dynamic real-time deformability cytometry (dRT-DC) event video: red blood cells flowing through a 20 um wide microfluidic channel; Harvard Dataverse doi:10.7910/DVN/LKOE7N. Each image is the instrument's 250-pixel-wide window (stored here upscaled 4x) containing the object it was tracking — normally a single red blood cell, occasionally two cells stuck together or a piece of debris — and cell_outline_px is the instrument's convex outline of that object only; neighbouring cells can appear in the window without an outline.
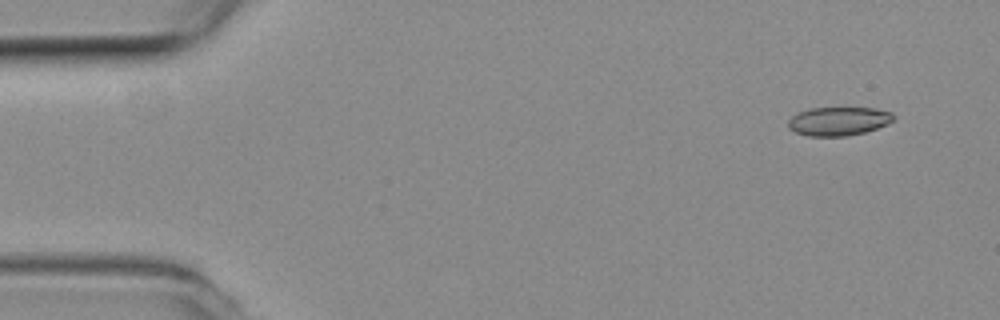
{"species": "common noctule bat (a hibernating species)", "species_latin": "Nyctalus noctula", "temperature_condition": "room temperature", "stored_images_in_passage": 31, "camera_frame_rate_fps": 3000, "um_per_image_px": 0.085, "animal": {"sex": "female", "body_mass_g": 19.3, "forearm_length_mm": 54.1}, "frame": {"image": 1, "passage_image": 1, "time_ms": 0.0, "image_size_px": [1000, 320], "cell_outline_px": [[896, 116], [892, 120], [876, 128], [864, 132], [848, 136], [808, 136], [796, 132], [788, 128], [788, 120], [792, 116], [800, 112], [812, 108], [876, 108], [892, 112]], "centroid_in_image_um": [71.27, 10.3], "position_along_channel_um": 13.7, "area_um2": 17.46}}
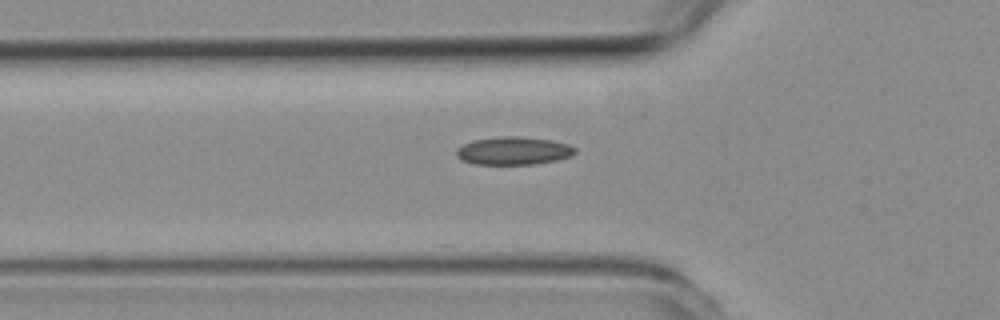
{"frame": {"image": 2, "passage_image": 15, "time_ms": 4.667, "image_size_px": [1000, 320], "cell_outline_px": [[576, 152], [572, 156], [556, 160], [536, 164], [472, 164], [460, 160], [456, 156], [456, 148], [472, 140], [504, 136], [516, 136], [552, 140], [568, 144], [576, 148]], "centroid_in_image_um": [43.63, 12.82], "position_along_channel_um": 82.2, "area_um2": 19.48}}
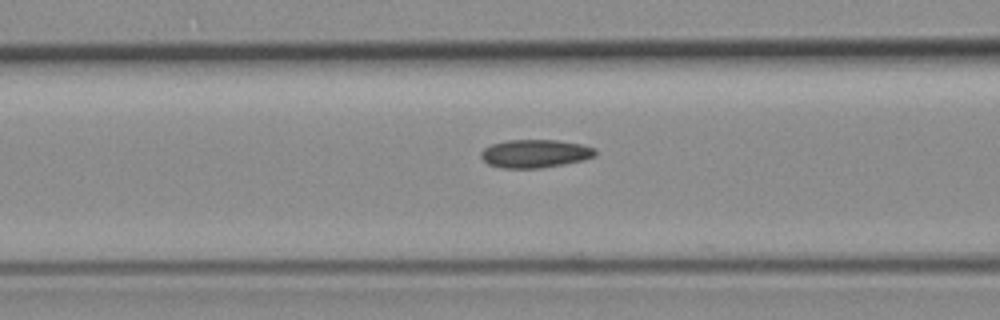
{"frame": {"image": 3, "passage_image": 18, "time_ms": 5.667, "image_size_px": [1000, 320], "cell_outline_px": [[596, 156], [584, 160], [564, 164], [540, 168], [500, 168], [488, 164], [480, 156], [480, 152], [484, 148], [492, 144], [508, 140], [556, 140], [580, 144], [596, 148]], "centroid_in_image_um": [45.48, 13.06], "position_along_channel_um": 121.1, "area_um2": 18.84}}